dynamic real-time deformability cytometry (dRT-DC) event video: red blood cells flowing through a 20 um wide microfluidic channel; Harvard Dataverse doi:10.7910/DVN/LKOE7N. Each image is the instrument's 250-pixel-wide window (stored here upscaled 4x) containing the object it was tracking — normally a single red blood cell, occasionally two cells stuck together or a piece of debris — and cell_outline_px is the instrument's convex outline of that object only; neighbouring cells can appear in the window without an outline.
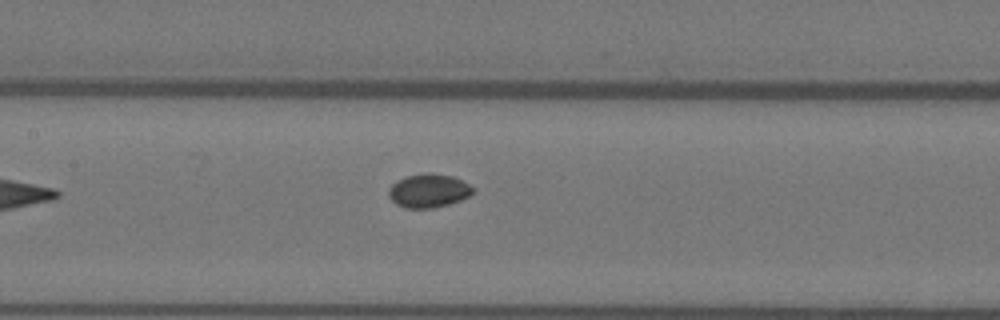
{"species": "Egyptian fruit bat (a non-hibernating species)", "species_latin": "Rousettus aegyptiacus", "temperature_condition": "warm", "stored_images_in_passage": 8, "camera_frame_rate_fps": 3000, "um_per_image_px": 0.085, "animal": {"sex": "female"}, "frame": {"image": 1, "passage_image": 8, "time_ms": 2.333, "image_size_px": [1000, 320], "cell_outline_px": [[472, 192], [468, 196], [460, 200], [448, 204], [432, 208], [404, 208], [396, 204], [388, 196], [388, 188], [392, 184], [408, 176], [452, 176], [468, 184], [472, 188]], "centroid_in_image_um": [36.39, 16.27], "position_along_channel_um": 171.0, "area_um2": 15.61}}